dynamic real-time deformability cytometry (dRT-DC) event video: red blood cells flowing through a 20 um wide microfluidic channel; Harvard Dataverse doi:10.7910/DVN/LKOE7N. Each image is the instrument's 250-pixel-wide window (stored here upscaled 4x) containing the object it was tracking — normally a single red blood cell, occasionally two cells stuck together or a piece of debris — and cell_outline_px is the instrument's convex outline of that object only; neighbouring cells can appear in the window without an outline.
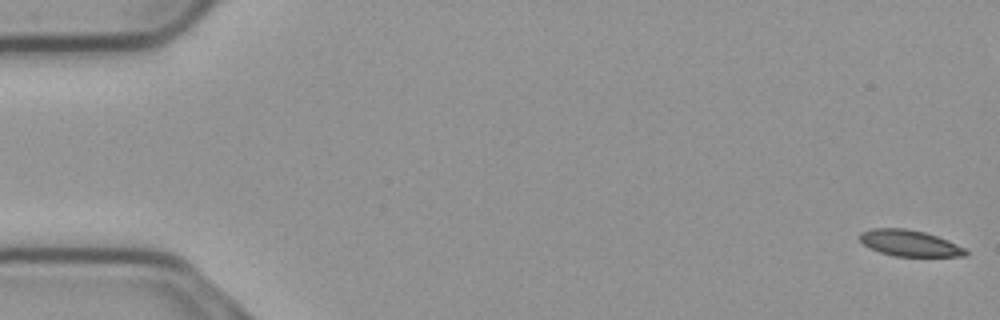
{"species": "common noctule bat (a hibernating species)", "species_latin": "Nyctalus noctula", "temperature_condition": "cold", "stored_images_in_passage": 57, "camera_frame_rate_fps": 3000, "um_per_image_px": 0.085, "animal": {"sex": "male", "body_mass_g": 23.1, "forearm_length_mm": 52.7}, "frame": {"image": 1, "passage_image": 1, "time_ms": 0.0, "image_size_px": [1000, 320], "cell_outline_px": [[968, 252], [964, 256], [892, 256], [880, 252], [864, 244], [856, 236], [860, 232], [872, 228], [904, 228], [924, 232], [948, 240], [964, 248]], "centroid_in_image_um": [77.26, 20.66], "position_along_channel_um": 7.7, "area_um2": 16.07}}
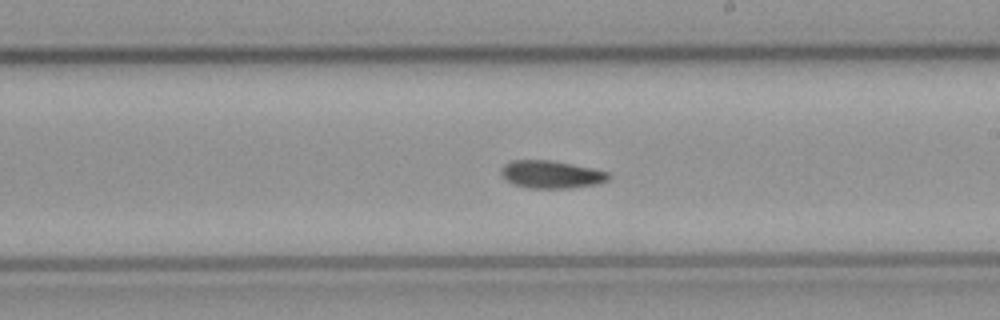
{"frame": {"image": 2, "passage_image": 32, "time_ms": 10.333, "image_size_px": [1000, 320], "cell_outline_px": [[612, 176], [608, 180], [600, 184], [572, 188], [524, 188], [512, 184], [504, 180], [500, 176], [500, 168], [504, 164], [512, 160], [548, 160], [592, 168], [608, 172]], "centroid_in_image_um": [46.82, 14.84], "position_along_channel_um": 242.2, "area_um2": 17.69}}
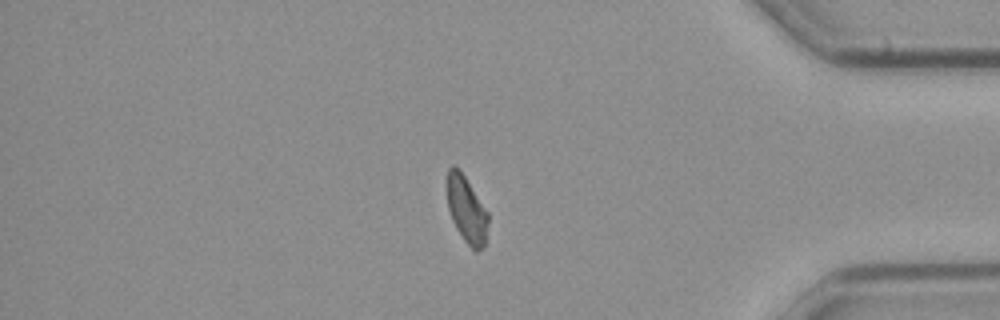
{"frame": {"image": 3, "passage_image": 47, "time_ms": 15.333, "image_size_px": [1000, 320], "cell_outline_px": [[488, 224], [484, 244], [476, 252], [464, 240], [456, 228], [452, 220], [448, 208], [448, 168], [452, 164], [460, 168], [488, 212]], "centroid_in_image_um": [39.66, 17.78], "position_along_channel_um": 395.5, "area_um2": 15.78}}